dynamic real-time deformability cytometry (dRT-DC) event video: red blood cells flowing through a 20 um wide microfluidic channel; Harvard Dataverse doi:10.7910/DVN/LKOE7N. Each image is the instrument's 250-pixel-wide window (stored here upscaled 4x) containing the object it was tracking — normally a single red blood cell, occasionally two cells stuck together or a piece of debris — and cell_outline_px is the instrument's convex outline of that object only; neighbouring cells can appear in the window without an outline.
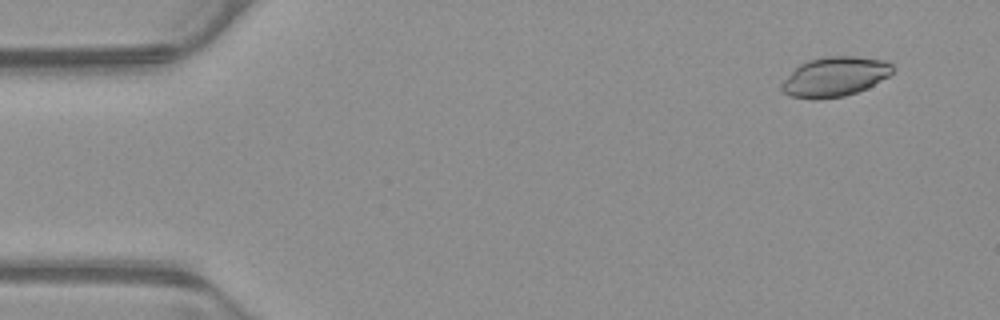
{"species": "common noctule bat (a hibernating species)", "species_latin": "Nyctalus noctula", "temperature_condition": "warm", "stored_images_in_passage": 53, "camera_frame_rate_fps": 3000, "um_per_image_px": 0.085, "animal": {"sex": "male", "body_mass_g": 23.1, "forearm_length_mm": 52.7}, "frame": {"image": 1, "passage_image": 4, "time_ms": 1.0, "image_size_px": [1000, 320], "cell_outline_px": [[892, 72], [888, 76], [856, 92], [844, 96], [816, 100], [792, 96], [784, 92], [780, 88], [780, 84], [800, 64], [808, 60], [824, 56], [856, 56], [884, 60], [892, 64]], "centroid_in_image_um": [70.93, 6.51], "position_along_channel_um": 14.1, "area_um2": 25.32}}
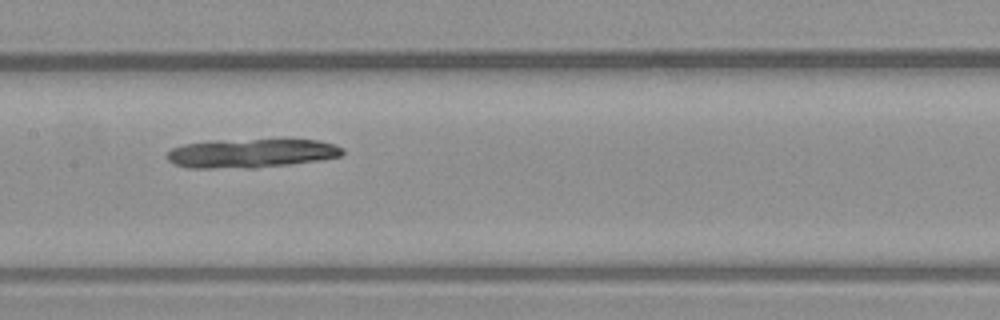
{"frame": {"image": 2, "passage_image": 26, "time_ms": 8.333, "image_size_px": [1000, 320], "cell_outline_px": [[344, 152], [340, 156], [320, 160], [256, 168], [188, 168], [172, 164], [164, 156], [172, 148], [184, 144], [212, 140], [316, 140], [336, 144], [344, 148]], "centroid_in_image_um": [21.31, 13.03], "position_along_channel_um": 186.1, "area_um2": 29.77}}
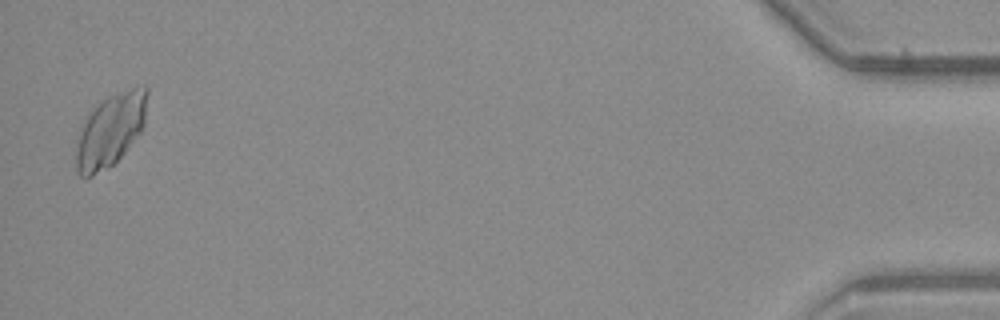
{"frame": {"image": 3, "passage_image": 52, "time_ms": 17.0, "image_size_px": [1000, 320], "cell_outline_px": [[148, 92], [144, 124], [140, 132], [124, 152], [108, 168], [92, 176], [80, 176], [76, 172], [76, 148], [80, 124], [92, 108], [108, 96], [144, 84], [148, 88]], "centroid_in_image_um": [9.36, 11.05], "position_along_channel_um": 425.8, "area_um2": 30.23}}